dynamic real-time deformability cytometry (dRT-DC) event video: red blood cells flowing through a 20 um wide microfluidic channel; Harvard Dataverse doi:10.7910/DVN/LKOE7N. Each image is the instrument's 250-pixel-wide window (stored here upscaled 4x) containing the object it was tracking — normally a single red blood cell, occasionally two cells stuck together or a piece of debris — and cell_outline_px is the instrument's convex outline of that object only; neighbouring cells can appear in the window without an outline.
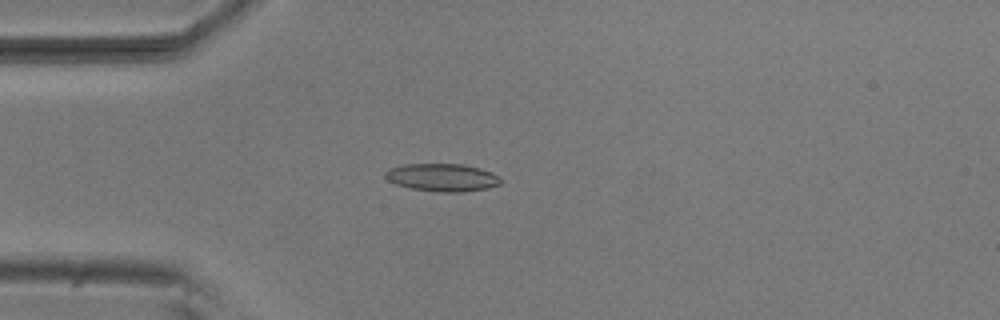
{"species": "common noctule bat (a hibernating species)", "species_latin": "Nyctalus noctula", "temperature_condition": "room temperature", "stored_images_in_passage": 47, "camera_frame_rate_fps": 3000, "um_per_image_px": 0.085, "animal": {"sex": "male", "body_mass_g": 20.5, "forearm_length_mm": 52.5}, "frame": {"image": 1, "passage_image": 8, "time_ms": 2.333, "image_size_px": [1000, 320], "cell_outline_px": [[500, 184], [488, 188], [464, 192], [440, 192], [412, 188], [396, 184], [388, 180], [384, 176], [384, 172], [388, 168], [404, 164], [464, 164], [480, 168], [492, 172], [500, 176]], "centroid_in_image_um": [37.59, 15.08], "position_along_channel_um": 47.4, "area_um2": 18.79}}
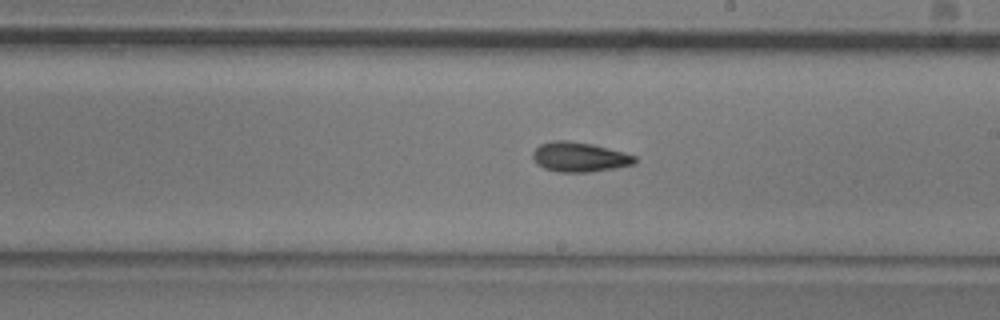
{"frame": {"image": 2, "passage_image": 24, "time_ms": 7.667, "image_size_px": [1000, 320], "cell_outline_px": [[636, 160], [632, 164], [616, 168], [592, 172], [556, 172], [544, 168], [536, 164], [532, 156], [532, 152], [540, 144], [552, 140], [568, 140], [592, 144], [624, 152], [636, 156]], "centroid_in_image_um": [49.22, 13.35], "position_along_channel_um": 239.8, "area_um2": 17.8}}
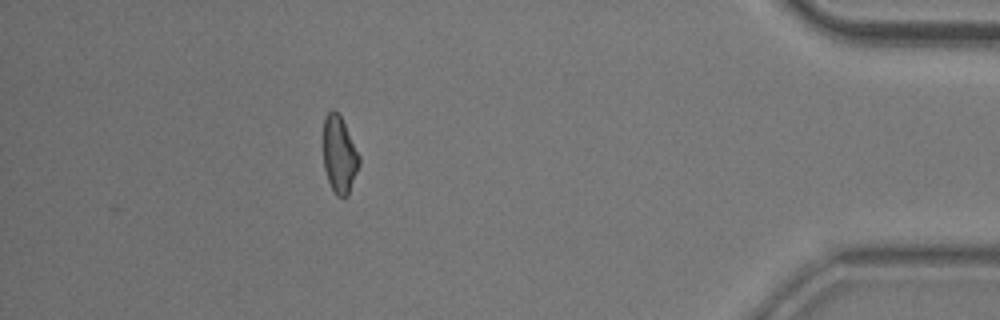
{"frame": {"image": 3, "passage_image": 41, "time_ms": 13.333, "image_size_px": [1000, 320], "cell_outline_px": [[360, 164], [348, 196], [336, 196], [328, 180], [324, 168], [324, 116], [332, 108], [340, 116], [360, 156]], "centroid_in_image_um": [28.85, 13.17], "position_along_channel_um": 406.4, "area_um2": 15.9}, "authors_computed_cell_mechanics": {"area_um2": 17.2822, "velocity_mm_per_s": 3.8308, "shape_relaxation_time_tau1_ms": 8.1143, "shape_relaxation_time_tau2_ms": 4.7777, "deformation_change_tau1": 0.1781, "deformation_change_tau2": 0.1316}}